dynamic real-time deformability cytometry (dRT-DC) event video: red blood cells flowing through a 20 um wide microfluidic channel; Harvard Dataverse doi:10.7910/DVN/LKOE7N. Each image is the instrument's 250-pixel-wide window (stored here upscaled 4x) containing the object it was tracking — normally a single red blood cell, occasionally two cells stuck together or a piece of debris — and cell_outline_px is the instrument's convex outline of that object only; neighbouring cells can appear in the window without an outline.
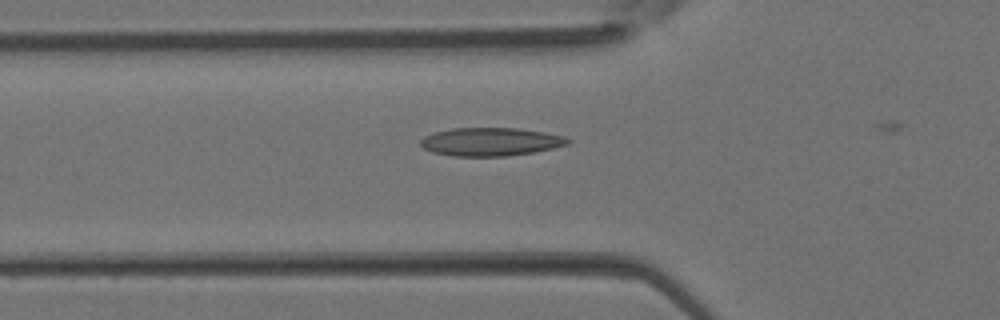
{"species": "Egyptian fruit bat (a non-hibernating species)", "species_latin": "Rousettus aegyptiacus", "temperature_condition": "room temperature", "stored_images_in_passage": 7, "camera_frame_rate_fps": 3000, "um_per_image_px": 0.085, "animal": {"sex": "female"}, "frame": {"image": 1, "passage_image": 6, "time_ms": 1.667, "image_size_px": [1000, 320], "cell_outline_px": [[572, 140], [568, 144], [552, 148], [532, 152], [508, 156], [452, 156], [432, 152], [424, 148], [420, 144], [420, 140], [424, 136], [436, 132], [452, 128], [520, 128], [544, 132], [564, 136]], "centroid_in_image_um": [41.7, 12.05], "position_along_channel_um": 84.1, "area_um2": 24.22}}